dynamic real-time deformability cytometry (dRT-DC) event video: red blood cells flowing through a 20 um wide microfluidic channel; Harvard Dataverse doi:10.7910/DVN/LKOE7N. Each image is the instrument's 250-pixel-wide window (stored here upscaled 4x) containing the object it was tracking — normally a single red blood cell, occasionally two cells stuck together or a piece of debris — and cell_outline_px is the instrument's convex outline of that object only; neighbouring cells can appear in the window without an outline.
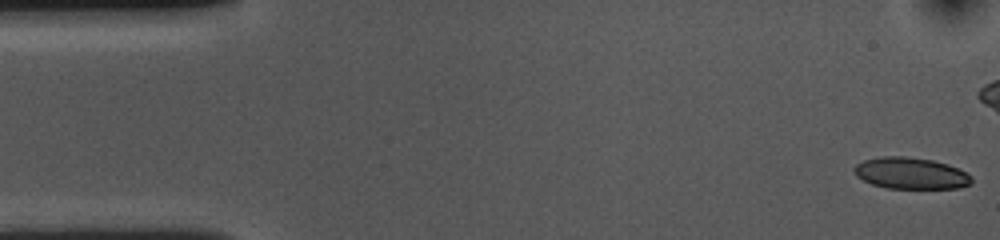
{"species": "common noctule bat (a hibernating species)", "species_latin": "Nyctalus noctula", "temperature_condition": "cold", "stored_images_in_passage": 44, "camera_frame_rate_fps": 3000, "um_per_image_px": 0.085, "animal": {"sex": "female", "body_mass_g": 10.0, "forearm_length_mm": 53.1}, "frame": {"image": 1, "passage_image": 1, "time_ms": 0.0, "image_size_px": [1000, 240], "cell_outline_px": [[972, 184], [960, 188], [888, 188], [872, 184], [856, 176], [852, 168], [856, 164], [864, 160], [880, 156], [904, 156], [932, 160], [948, 164], [972, 176]], "centroid_in_image_um": [77.4, 14.72], "position_along_channel_um": 7.6, "area_um2": 21.56}}
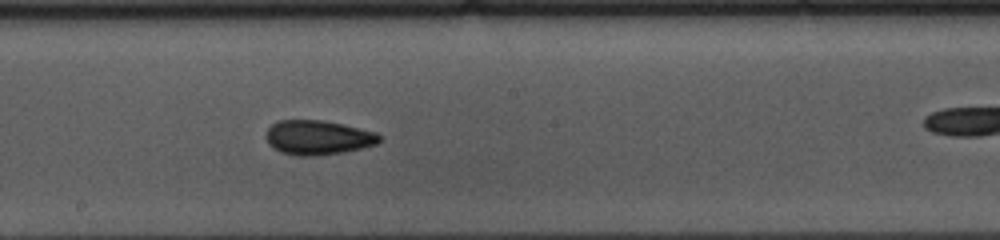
{"frame": {"image": 2, "passage_image": 28, "time_ms": 9.0, "image_size_px": [1000, 240], "cell_outline_px": [[380, 140], [376, 144], [344, 152], [316, 156], [296, 156], [280, 152], [268, 144], [264, 136], [268, 128], [272, 124], [280, 120], [320, 120], [344, 124], [376, 132], [380, 136]], "centroid_in_image_um": [26.99, 11.69], "position_along_channel_um": 221.2, "area_um2": 22.89}}
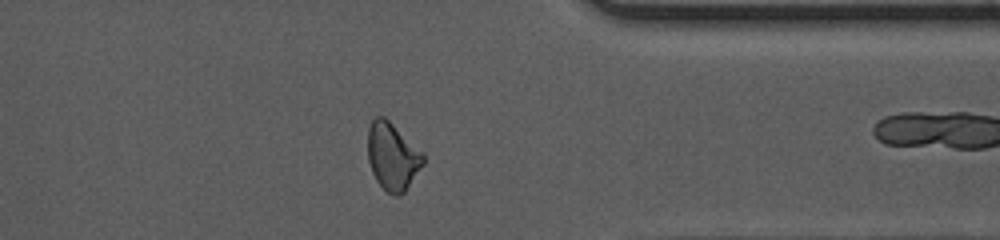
{"frame": {"image": 3, "passage_image": 42, "time_ms": 13.667, "image_size_px": [1000, 240], "cell_outline_px": [[424, 164], [404, 192], [400, 196], [396, 196], [388, 192], [376, 180], [372, 172], [368, 160], [368, 128], [372, 120], [376, 116], [384, 116], [424, 152]], "centroid_in_image_um": [33.37, 13.28], "position_along_channel_um": 378.0, "area_um2": 21.79}}